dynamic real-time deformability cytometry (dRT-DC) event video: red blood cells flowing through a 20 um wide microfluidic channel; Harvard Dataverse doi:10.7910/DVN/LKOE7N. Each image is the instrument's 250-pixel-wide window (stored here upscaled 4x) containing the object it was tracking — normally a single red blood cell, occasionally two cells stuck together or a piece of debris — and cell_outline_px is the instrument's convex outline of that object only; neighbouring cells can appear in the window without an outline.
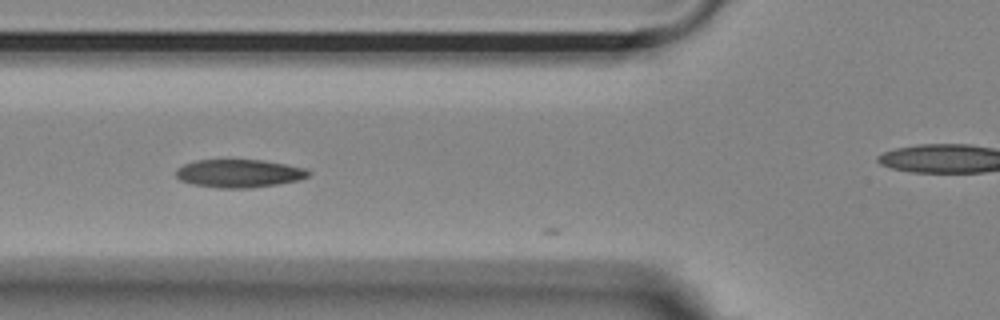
{"species": "Egyptian fruit bat (a non-hibernating species)", "species_latin": "Rousettus aegyptiacus", "temperature_condition": "room temperature", "stored_images_in_passage": 13, "camera_frame_rate_fps": 3000, "um_per_image_px": 0.085, "animal": {"sex": "female"}, "frame": {"image": 1, "passage_image": 3, "time_ms": 0.667, "image_size_px": [1000, 320], "cell_outline_px": [[312, 172], [308, 176], [300, 180], [252, 188], [216, 188], [192, 184], [180, 180], [176, 176], [176, 168], [184, 164], [196, 160], [264, 160], [304, 168]], "centroid_in_image_um": [20.31, 14.74], "position_along_channel_um": 105.5, "area_um2": 21.73}}
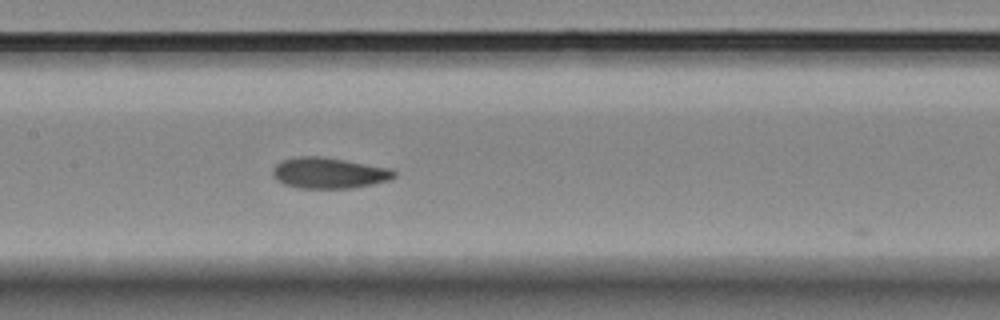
{"frame": {"image": 2, "passage_image": 9, "time_ms": 2.667, "image_size_px": [1000, 320], "cell_outline_px": [[396, 176], [388, 180], [372, 184], [352, 188], [300, 188], [284, 184], [276, 180], [272, 176], [272, 168], [280, 160], [296, 156], [324, 156], [392, 168], [396, 172]], "centroid_in_image_um": [27.94, 14.69], "position_along_channel_um": 179.5, "area_um2": 22.2}}
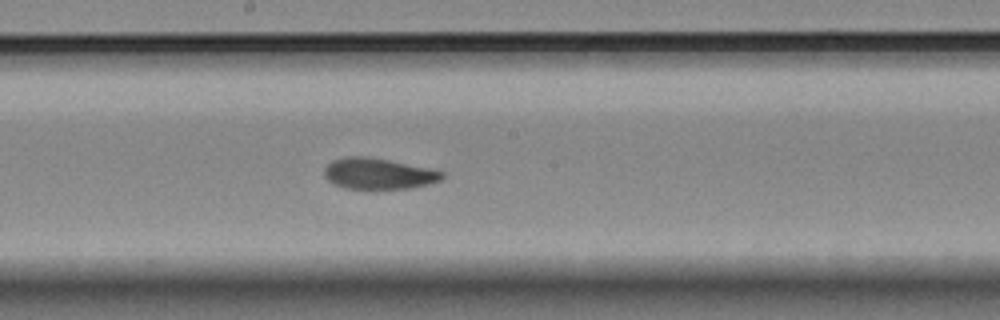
{"frame": {"image": 3, "passage_image": 12, "time_ms": 3.667, "image_size_px": [1000, 320], "cell_outline_px": [[444, 176], [440, 180], [428, 184], [408, 188], [344, 188], [332, 184], [324, 176], [324, 168], [332, 160], [348, 156], [364, 156], [388, 160], [428, 168], [444, 172]], "centroid_in_image_um": [32.12, 14.75], "position_along_channel_um": 216.1, "area_um2": 21.04}}